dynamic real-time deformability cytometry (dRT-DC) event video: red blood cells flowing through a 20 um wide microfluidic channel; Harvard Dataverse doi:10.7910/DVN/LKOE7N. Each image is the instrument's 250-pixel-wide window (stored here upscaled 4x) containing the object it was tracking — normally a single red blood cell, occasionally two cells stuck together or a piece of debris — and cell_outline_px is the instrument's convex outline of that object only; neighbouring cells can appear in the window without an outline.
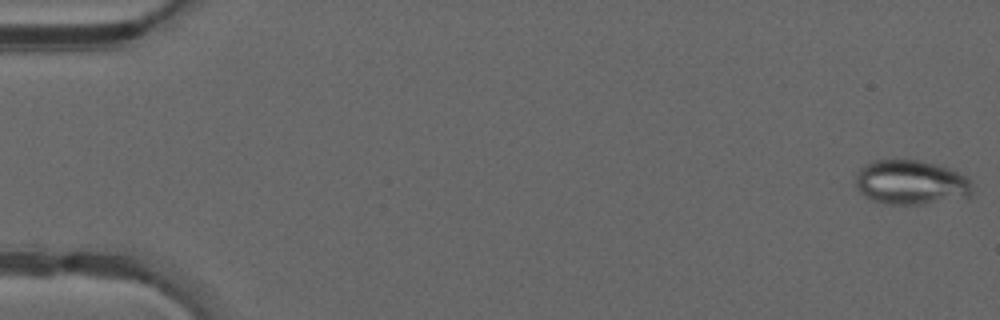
{"species": "common noctule bat (a hibernating species)", "species_latin": "Nyctalus noctula", "temperature_condition": "warm", "stored_images_in_passage": 49, "camera_frame_rate_fps": 3000, "um_per_image_px": 0.085, "animal": {"sex": "male", "forearm_length_mm": 52.5}, "frame": {"image": 1, "passage_image": 1, "time_ms": 0.0, "image_size_px": [1000, 320], "cell_outline_px": [[972, 192], [968, 196], [924, 204], [884, 204], [872, 200], [864, 196], [856, 188], [856, 176], [860, 168], [864, 164], [872, 160], [920, 160], [948, 168], [968, 176], [972, 180]], "centroid_in_image_um": [77.41, 15.5], "position_along_channel_um": 7.6, "area_um2": 30.4}}
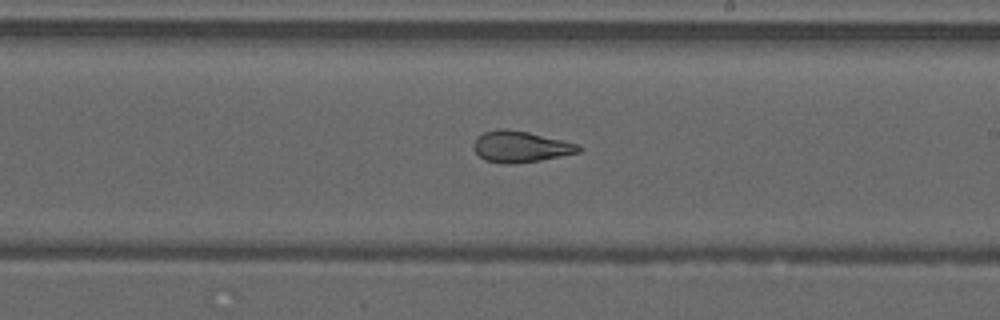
{"frame": {"image": 2, "passage_image": 29, "time_ms": 9.333, "image_size_px": [1000, 320], "cell_outline_px": [[584, 148], [580, 152], [540, 160], [516, 164], [508, 164], [484, 160], [472, 148], [476, 136], [484, 132], [500, 128], [504, 128], [528, 132], [576, 144]], "centroid_in_image_um": [44.2, 12.47], "position_along_channel_um": 244.8, "area_um2": 19.02}}
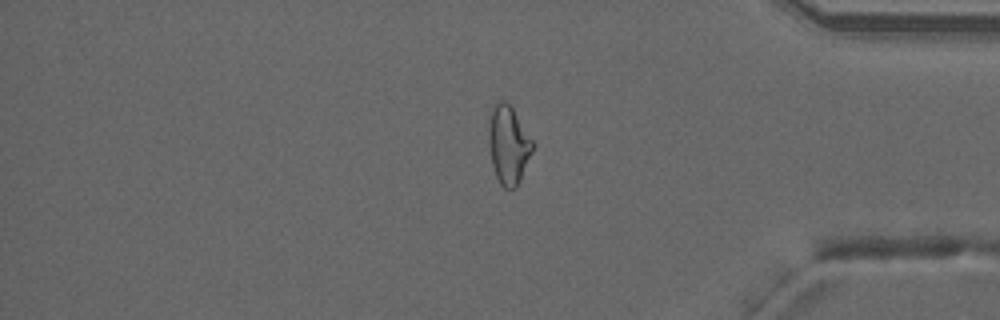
{"frame": {"image": 3, "passage_image": 41, "time_ms": 13.333, "image_size_px": [1000, 320], "cell_outline_px": [[536, 144], [520, 180], [516, 188], [504, 188], [500, 184], [496, 176], [492, 164], [488, 136], [488, 116], [496, 100], [504, 100], [512, 108]], "centroid_in_image_um": [43.22, 12.28], "position_along_channel_um": 392.0, "area_um2": 20.29}, "authors_computed_cell_mechanics": {"area_um2": 23.0044, "velocity_mm_per_s": 4.2337, "shape_relaxation_time_tau1_ms": null, "shape_relaxation_time_tau2_ms": 1.5905, "deformation_change_tau1": null, "deformation_change_tau2": 0.1009}}